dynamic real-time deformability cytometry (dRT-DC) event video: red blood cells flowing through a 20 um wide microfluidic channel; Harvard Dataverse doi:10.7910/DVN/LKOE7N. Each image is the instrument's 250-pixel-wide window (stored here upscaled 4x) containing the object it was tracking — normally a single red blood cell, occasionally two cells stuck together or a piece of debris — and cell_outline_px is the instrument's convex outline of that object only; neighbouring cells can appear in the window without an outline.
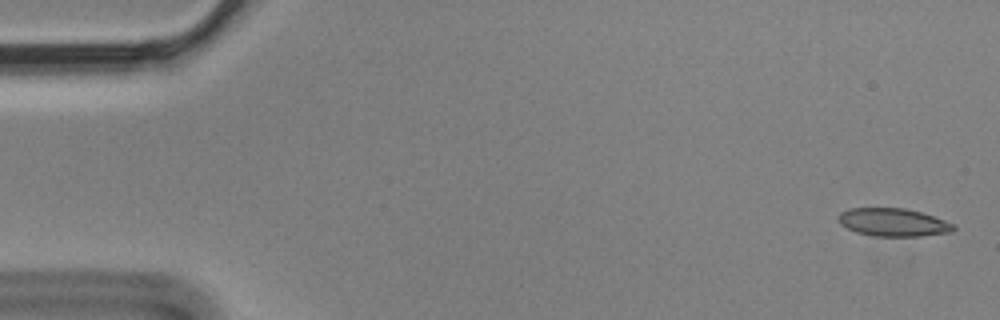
{"species": "Egyptian fruit bat (a non-hibernating species)", "species_latin": "Rousettus aegyptiacus", "temperature_condition": "cold", "stored_images_in_passage": 5, "camera_frame_rate_fps": 3000, "um_per_image_px": 0.085, "animal": {"sex": "male"}, "frame": {"image": 1, "passage_image": 1, "time_ms": 0.0, "image_size_px": [1000, 320], "cell_outline_px": [[956, 228], [952, 232], [920, 236], [872, 236], [856, 232], [840, 224], [836, 216], [840, 212], [848, 208], [904, 208], [920, 212], [944, 220], [952, 224]], "centroid_in_image_um": [75.87, 18.9], "position_along_channel_um": 9.1, "area_um2": 18.79}}
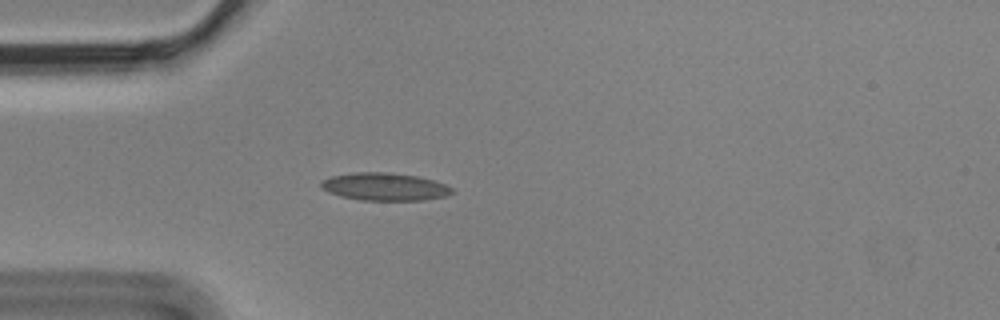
{"frame": {"image": 2, "passage_image": 5, "time_ms": 1.333, "image_size_px": [1000, 320], "cell_outline_px": [[456, 192], [448, 196], [424, 200], [360, 200], [340, 196], [328, 192], [320, 184], [320, 180], [332, 176], [352, 172], [392, 172], [416, 176], [432, 180], [444, 184], [452, 188]], "centroid_in_image_um": [32.71, 15.87], "position_along_channel_um": 52.3, "area_um2": 21.27}}